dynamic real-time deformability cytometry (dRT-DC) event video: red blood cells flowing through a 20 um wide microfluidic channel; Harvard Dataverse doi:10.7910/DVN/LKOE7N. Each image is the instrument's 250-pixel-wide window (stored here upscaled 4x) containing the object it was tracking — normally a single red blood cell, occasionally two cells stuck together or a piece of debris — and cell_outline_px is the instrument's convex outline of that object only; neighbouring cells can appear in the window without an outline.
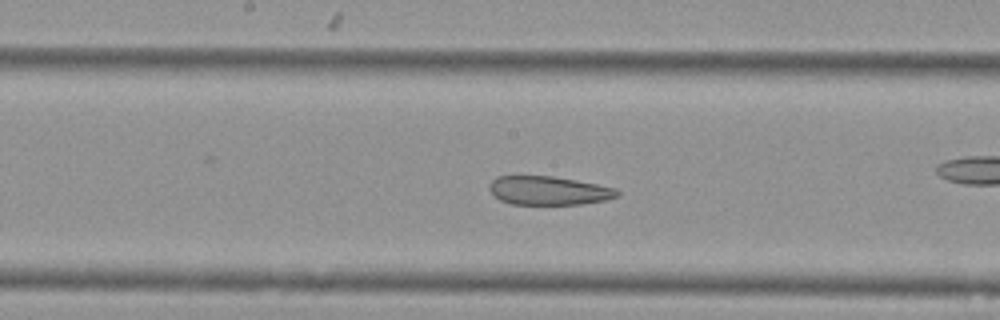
{"species": "Egyptian fruit bat (a non-hibernating species)", "species_latin": "Rousettus aegyptiacus", "temperature_condition": "cold", "stored_images_in_passage": 48, "camera_frame_rate_fps": 3000, "um_per_image_px": 0.085, "animal": {"sex": "female"}, "frame": {"image": 1, "passage_image": 21, "time_ms": 6.667, "image_size_px": [1000, 320], "cell_outline_px": [[620, 196], [604, 200], [580, 204], [512, 204], [500, 200], [492, 196], [488, 188], [488, 184], [496, 176], [552, 176], [576, 180], [616, 188], [620, 192]], "centroid_in_image_um": [46.6, 16.2], "position_along_channel_um": 201.6, "area_um2": 21.5}, "authors_computed_cell_mechanics": {"area_um2": 26.9059, "velocity_mm_per_s": 3.7621, "shape_relaxation_time_tau1_ms": null, "shape_relaxation_time_tau2_ms": 2.7421, "deformation_change_tau1": null, "deformation_change_tau2": 0.1057}}